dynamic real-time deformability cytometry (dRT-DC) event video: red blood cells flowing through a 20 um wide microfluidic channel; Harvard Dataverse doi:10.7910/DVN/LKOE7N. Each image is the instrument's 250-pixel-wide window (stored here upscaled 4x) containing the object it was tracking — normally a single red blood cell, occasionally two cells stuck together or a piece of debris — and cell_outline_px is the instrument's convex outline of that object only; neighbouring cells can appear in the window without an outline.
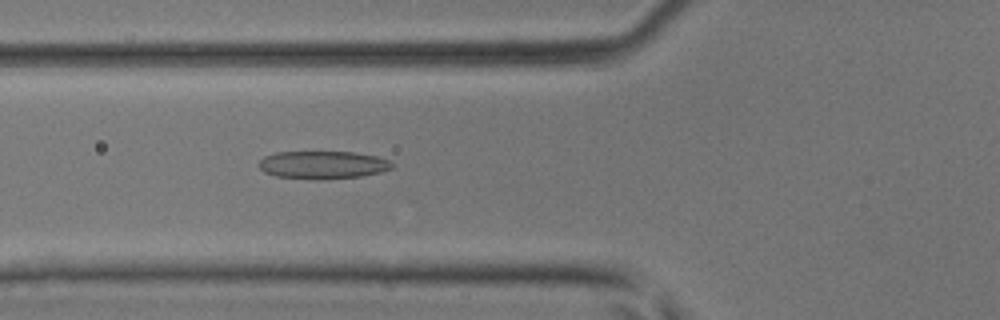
{"species": "common noctule bat (a hibernating species)", "species_latin": "Nyctalus noctula", "temperature_condition": "room temperature", "stored_images_in_passage": 47, "camera_frame_rate_fps": 3000, "um_per_image_px": 0.085, "animal": {"sex": "male", "body_mass_g": 17.9, "forearm_length_mm": 54.2}, "frame": {"image": 1, "passage_image": 18, "time_ms": 5.667, "image_size_px": [1000, 320], "cell_outline_px": [[392, 168], [380, 172], [360, 176], [320, 180], [276, 176], [264, 172], [260, 168], [260, 160], [264, 156], [276, 152], [352, 152], [376, 156], [388, 160], [392, 164]], "centroid_in_image_um": [27.42, 14.01], "position_along_channel_um": 98.4, "area_um2": 21.44}}
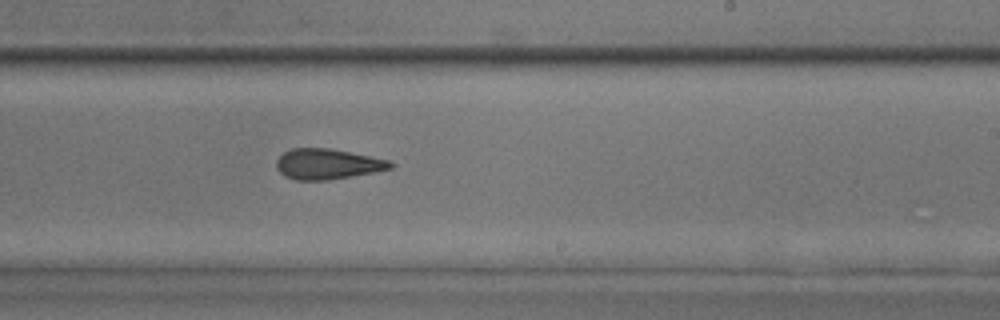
{"frame": {"image": 2, "passage_image": 29, "time_ms": 9.333, "image_size_px": [1000, 320], "cell_outline_px": [[396, 164], [392, 168], [376, 172], [328, 180], [296, 180], [284, 176], [276, 168], [276, 160], [284, 152], [292, 148], [332, 148], [388, 160]], "centroid_in_image_um": [27.84, 13.94], "position_along_channel_um": 261.2, "area_um2": 20.35}}
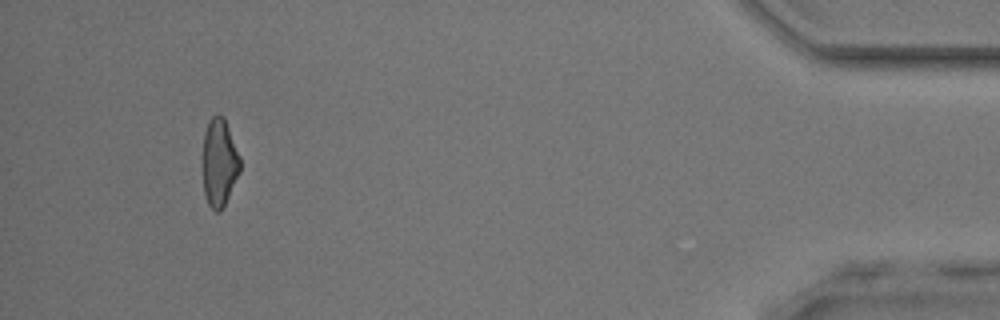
{"frame": {"image": 3, "passage_image": 44, "time_ms": 14.333, "image_size_px": [1000, 320], "cell_outline_px": [[240, 172], [220, 212], [216, 212], [208, 204], [204, 192], [200, 164], [200, 160], [204, 132], [208, 120], [212, 116], [224, 116], [240, 156]], "centroid_in_image_um": [18.59, 13.79], "position_along_channel_um": 416.6, "area_um2": 19.71}}